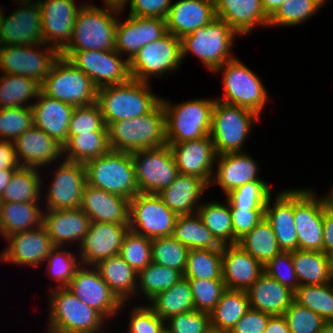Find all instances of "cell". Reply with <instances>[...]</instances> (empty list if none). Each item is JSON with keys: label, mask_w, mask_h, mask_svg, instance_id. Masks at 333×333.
I'll return each mask as SVG.
<instances>
[{"label": "cell", "mask_w": 333, "mask_h": 333, "mask_svg": "<svg viewBox=\"0 0 333 333\" xmlns=\"http://www.w3.org/2000/svg\"><path fill=\"white\" fill-rule=\"evenodd\" d=\"M48 316L43 333H106L108 321L67 287L48 289ZM108 326V327H107Z\"/></svg>", "instance_id": "6da1fadb"}, {"label": "cell", "mask_w": 333, "mask_h": 333, "mask_svg": "<svg viewBox=\"0 0 333 333\" xmlns=\"http://www.w3.org/2000/svg\"><path fill=\"white\" fill-rule=\"evenodd\" d=\"M151 87V83L130 79L124 84L98 88L96 103L105 125L141 117L151 112L162 98L151 91Z\"/></svg>", "instance_id": "7a4b0ae2"}, {"label": "cell", "mask_w": 333, "mask_h": 333, "mask_svg": "<svg viewBox=\"0 0 333 333\" xmlns=\"http://www.w3.org/2000/svg\"><path fill=\"white\" fill-rule=\"evenodd\" d=\"M238 57L225 62L213 72V75L221 74L223 90L221 97H214L225 104L249 109L262 118V113L270 102L269 91L257 72Z\"/></svg>", "instance_id": "3957f363"}, {"label": "cell", "mask_w": 333, "mask_h": 333, "mask_svg": "<svg viewBox=\"0 0 333 333\" xmlns=\"http://www.w3.org/2000/svg\"><path fill=\"white\" fill-rule=\"evenodd\" d=\"M239 37L224 20L216 17L207 25L181 38L182 61L185 63L188 55H193L201 61L208 73H213L236 57L233 47Z\"/></svg>", "instance_id": "277c9868"}, {"label": "cell", "mask_w": 333, "mask_h": 333, "mask_svg": "<svg viewBox=\"0 0 333 333\" xmlns=\"http://www.w3.org/2000/svg\"><path fill=\"white\" fill-rule=\"evenodd\" d=\"M85 2L77 13L71 40L61 51L113 50L120 10Z\"/></svg>", "instance_id": "5b68a950"}, {"label": "cell", "mask_w": 333, "mask_h": 333, "mask_svg": "<svg viewBox=\"0 0 333 333\" xmlns=\"http://www.w3.org/2000/svg\"><path fill=\"white\" fill-rule=\"evenodd\" d=\"M215 100L214 97H198L176 104L162 96L166 143L172 145L209 136Z\"/></svg>", "instance_id": "8992f818"}, {"label": "cell", "mask_w": 333, "mask_h": 333, "mask_svg": "<svg viewBox=\"0 0 333 333\" xmlns=\"http://www.w3.org/2000/svg\"><path fill=\"white\" fill-rule=\"evenodd\" d=\"M107 129L111 150L132 153L167 144L165 110L161 102L148 114L110 123Z\"/></svg>", "instance_id": "52a82bcc"}, {"label": "cell", "mask_w": 333, "mask_h": 333, "mask_svg": "<svg viewBox=\"0 0 333 333\" xmlns=\"http://www.w3.org/2000/svg\"><path fill=\"white\" fill-rule=\"evenodd\" d=\"M261 120L258 114L249 109L225 104L216 99L209 136L217 155L245 152L244 145L253 128Z\"/></svg>", "instance_id": "ba28073f"}, {"label": "cell", "mask_w": 333, "mask_h": 333, "mask_svg": "<svg viewBox=\"0 0 333 333\" xmlns=\"http://www.w3.org/2000/svg\"><path fill=\"white\" fill-rule=\"evenodd\" d=\"M86 183L131 200L139 189L131 153L109 150L84 163Z\"/></svg>", "instance_id": "9c48e42d"}, {"label": "cell", "mask_w": 333, "mask_h": 333, "mask_svg": "<svg viewBox=\"0 0 333 333\" xmlns=\"http://www.w3.org/2000/svg\"><path fill=\"white\" fill-rule=\"evenodd\" d=\"M181 64V39L167 32L156 41L143 46L129 60V72L131 79L152 84L154 79L173 76V72L177 73L181 69Z\"/></svg>", "instance_id": "30bf717a"}, {"label": "cell", "mask_w": 333, "mask_h": 333, "mask_svg": "<svg viewBox=\"0 0 333 333\" xmlns=\"http://www.w3.org/2000/svg\"><path fill=\"white\" fill-rule=\"evenodd\" d=\"M98 88L93 81L67 58L59 56L41 84L46 96L75 107L96 103Z\"/></svg>", "instance_id": "8fae6325"}, {"label": "cell", "mask_w": 333, "mask_h": 333, "mask_svg": "<svg viewBox=\"0 0 333 333\" xmlns=\"http://www.w3.org/2000/svg\"><path fill=\"white\" fill-rule=\"evenodd\" d=\"M47 167L53 168L51 170L53 174L49 171L52 177L49 183L46 184L48 186L44 185V179L42 178V189L46 190L42 191L44 210L79 208L86 184L84 164L62 159L54 166L51 164Z\"/></svg>", "instance_id": "7c38bea8"}, {"label": "cell", "mask_w": 333, "mask_h": 333, "mask_svg": "<svg viewBox=\"0 0 333 333\" xmlns=\"http://www.w3.org/2000/svg\"><path fill=\"white\" fill-rule=\"evenodd\" d=\"M139 193L159 194L179 174L169 145L131 153Z\"/></svg>", "instance_id": "4fadbf2b"}, {"label": "cell", "mask_w": 333, "mask_h": 333, "mask_svg": "<svg viewBox=\"0 0 333 333\" xmlns=\"http://www.w3.org/2000/svg\"><path fill=\"white\" fill-rule=\"evenodd\" d=\"M82 70L97 88L120 85L131 79L129 61L113 50L60 51Z\"/></svg>", "instance_id": "5bb4252c"}, {"label": "cell", "mask_w": 333, "mask_h": 333, "mask_svg": "<svg viewBox=\"0 0 333 333\" xmlns=\"http://www.w3.org/2000/svg\"><path fill=\"white\" fill-rule=\"evenodd\" d=\"M59 56L55 47L46 44L0 45V73L22 75L42 84Z\"/></svg>", "instance_id": "9a60e30c"}, {"label": "cell", "mask_w": 333, "mask_h": 333, "mask_svg": "<svg viewBox=\"0 0 333 333\" xmlns=\"http://www.w3.org/2000/svg\"><path fill=\"white\" fill-rule=\"evenodd\" d=\"M67 288L82 302L98 311L108 322H114L113 318L118 321L121 312H126V307L130 306L116 296L94 266L81 265Z\"/></svg>", "instance_id": "2e32d148"}, {"label": "cell", "mask_w": 333, "mask_h": 333, "mask_svg": "<svg viewBox=\"0 0 333 333\" xmlns=\"http://www.w3.org/2000/svg\"><path fill=\"white\" fill-rule=\"evenodd\" d=\"M178 215L157 194H136L129 200V229L148 238L172 236Z\"/></svg>", "instance_id": "e0dca14e"}, {"label": "cell", "mask_w": 333, "mask_h": 333, "mask_svg": "<svg viewBox=\"0 0 333 333\" xmlns=\"http://www.w3.org/2000/svg\"><path fill=\"white\" fill-rule=\"evenodd\" d=\"M320 195L310 186L294 188V220L300 250L323 252L324 200Z\"/></svg>", "instance_id": "ac0fdd59"}, {"label": "cell", "mask_w": 333, "mask_h": 333, "mask_svg": "<svg viewBox=\"0 0 333 333\" xmlns=\"http://www.w3.org/2000/svg\"><path fill=\"white\" fill-rule=\"evenodd\" d=\"M1 7L0 45L45 44L39 3L19 4L12 12Z\"/></svg>", "instance_id": "d6986e66"}, {"label": "cell", "mask_w": 333, "mask_h": 333, "mask_svg": "<svg viewBox=\"0 0 333 333\" xmlns=\"http://www.w3.org/2000/svg\"><path fill=\"white\" fill-rule=\"evenodd\" d=\"M5 242L7 244L0 252V262L33 270L43 265L55 247L43 225L11 235L5 239Z\"/></svg>", "instance_id": "ffe728a7"}, {"label": "cell", "mask_w": 333, "mask_h": 333, "mask_svg": "<svg viewBox=\"0 0 333 333\" xmlns=\"http://www.w3.org/2000/svg\"><path fill=\"white\" fill-rule=\"evenodd\" d=\"M120 11L116 27L115 50L128 61L145 45L167 33L166 19L124 15Z\"/></svg>", "instance_id": "44dd1931"}, {"label": "cell", "mask_w": 333, "mask_h": 333, "mask_svg": "<svg viewBox=\"0 0 333 333\" xmlns=\"http://www.w3.org/2000/svg\"><path fill=\"white\" fill-rule=\"evenodd\" d=\"M129 224L90 222L78 251L82 265L95 266L100 261L119 255Z\"/></svg>", "instance_id": "7402d4cb"}, {"label": "cell", "mask_w": 333, "mask_h": 333, "mask_svg": "<svg viewBox=\"0 0 333 333\" xmlns=\"http://www.w3.org/2000/svg\"><path fill=\"white\" fill-rule=\"evenodd\" d=\"M84 3L76 0L40 1L42 31L46 45L53 46L60 52L68 44L77 13Z\"/></svg>", "instance_id": "603a6c76"}, {"label": "cell", "mask_w": 333, "mask_h": 333, "mask_svg": "<svg viewBox=\"0 0 333 333\" xmlns=\"http://www.w3.org/2000/svg\"><path fill=\"white\" fill-rule=\"evenodd\" d=\"M210 187H220L224 197L233 189L253 181H266L260 175V166L252 153L236 152L217 155Z\"/></svg>", "instance_id": "cb8c5ba5"}, {"label": "cell", "mask_w": 333, "mask_h": 333, "mask_svg": "<svg viewBox=\"0 0 333 333\" xmlns=\"http://www.w3.org/2000/svg\"><path fill=\"white\" fill-rule=\"evenodd\" d=\"M178 172L194 175L211 184L217 153L210 136L169 145Z\"/></svg>", "instance_id": "d4e9b609"}, {"label": "cell", "mask_w": 333, "mask_h": 333, "mask_svg": "<svg viewBox=\"0 0 333 333\" xmlns=\"http://www.w3.org/2000/svg\"><path fill=\"white\" fill-rule=\"evenodd\" d=\"M14 146L21 167L46 170L44 166L63 159V146L34 125L14 141Z\"/></svg>", "instance_id": "484cf974"}, {"label": "cell", "mask_w": 333, "mask_h": 333, "mask_svg": "<svg viewBox=\"0 0 333 333\" xmlns=\"http://www.w3.org/2000/svg\"><path fill=\"white\" fill-rule=\"evenodd\" d=\"M273 198V199H272ZM265 219L271 224L282 251H296L298 236L294 220V188L279 189L265 206Z\"/></svg>", "instance_id": "4316f807"}, {"label": "cell", "mask_w": 333, "mask_h": 333, "mask_svg": "<svg viewBox=\"0 0 333 333\" xmlns=\"http://www.w3.org/2000/svg\"><path fill=\"white\" fill-rule=\"evenodd\" d=\"M90 224L89 217L79 208L44 210L43 226L56 247L78 248Z\"/></svg>", "instance_id": "83f0119b"}, {"label": "cell", "mask_w": 333, "mask_h": 333, "mask_svg": "<svg viewBox=\"0 0 333 333\" xmlns=\"http://www.w3.org/2000/svg\"><path fill=\"white\" fill-rule=\"evenodd\" d=\"M80 208L90 222L129 223V200L85 184Z\"/></svg>", "instance_id": "f1b7e54d"}, {"label": "cell", "mask_w": 333, "mask_h": 333, "mask_svg": "<svg viewBox=\"0 0 333 333\" xmlns=\"http://www.w3.org/2000/svg\"><path fill=\"white\" fill-rule=\"evenodd\" d=\"M216 17L224 20L241 38L256 28L268 29L269 17L261 0H219L215 6Z\"/></svg>", "instance_id": "f546056e"}, {"label": "cell", "mask_w": 333, "mask_h": 333, "mask_svg": "<svg viewBox=\"0 0 333 333\" xmlns=\"http://www.w3.org/2000/svg\"><path fill=\"white\" fill-rule=\"evenodd\" d=\"M264 273V266L239 245L222 246V279L226 289L247 290Z\"/></svg>", "instance_id": "4dcf8cb0"}, {"label": "cell", "mask_w": 333, "mask_h": 333, "mask_svg": "<svg viewBox=\"0 0 333 333\" xmlns=\"http://www.w3.org/2000/svg\"><path fill=\"white\" fill-rule=\"evenodd\" d=\"M209 188L210 185L205 180L179 173L176 179L157 195L177 215H191L197 213Z\"/></svg>", "instance_id": "1f68e13d"}, {"label": "cell", "mask_w": 333, "mask_h": 333, "mask_svg": "<svg viewBox=\"0 0 333 333\" xmlns=\"http://www.w3.org/2000/svg\"><path fill=\"white\" fill-rule=\"evenodd\" d=\"M34 126L62 146L68 140V128L75 106L39 93L31 106Z\"/></svg>", "instance_id": "d6a6232c"}, {"label": "cell", "mask_w": 333, "mask_h": 333, "mask_svg": "<svg viewBox=\"0 0 333 333\" xmlns=\"http://www.w3.org/2000/svg\"><path fill=\"white\" fill-rule=\"evenodd\" d=\"M216 18L215 7L202 0L173 1L166 17L167 32L179 39Z\"/></svg>", "instance_id": "836d02e7"}, {"label": "cell", "mask_w": 333, "mask_h": 333, "mask_svg": "<svg viewBox=\"0 0 333 333\" xmlns=\"http://www.w3.org/2000/svg\"><path fill=\"white\" fill-rule=\"evenodd\" d=\"M250 308L270 315H283L294 302V291L265 272L247 290Z\"/></svg>", "instance_id": "e575fe53"}, {"label": "cell", "mask_w": 333, "mask_h": 333, "mask_svg": "<svg viewBox=\"0 0 333 333\" xmlns=\"http://www.w3.org/2000/svg\"><path fill=\"white\" fill-rule=\"evenodd\" d=\"M42 203L0 202V238L33 230L43 225Z\"/></svg>", "instance_id": "d590c367"}, {"label": "cell", "mask_w": 333, "mask_h": 333, "mask_svg": "<svg viewBox=\"0 0 333 333\" xmlns=\"http://www.w3.org/2000/svg\"><path fill=\"white\" fill-rule=\"evenodd\" d=\"M100 277L122 302L136 300L138 273L119 256L106 258L94 266Z\"/></svg>", "instance_id": "8d00e7d4"}, {"label": "cell", "mask_w": 333, "mask_h": 333, "mask_svg": "<svg viewBox=\"0 0 333 333\" xmlns=\"http://www.w3.org/2000/svg\"><path fill=\"white\" fill-rule=\"evenodd\" d=\"M42 172L35 167L17 169L0 196V202L42 203Z\"/></svg>", "instance_id": "74e56055"}, {"label": "cell", "mask_w": 333, "mask_h": 333, "mask_svg": "<svg viewBox=\"0 0 333 333\" xmlns=\"http://www.w3.org/2000/svg\"><path fill=\"white\" fill-rule=\"evenodd\" d=\"M40 92L41 84L32 78L0 73V108L31 107Z\"/></svg>", "instance_id": "f35d334b"}, {"label": "cell", "mask_w": 333, "mask_h": 333, "mask_svg": "<svg viewBox=\"0 0 333 333\" xmlns=\"http://www.w3.org/2000/svg\"><path fill=\"white\" fill-rule=\"evenodd\" d=\"M147 304L162 319L195 310L188 279L182 277L170 289L157 293Z\"/></svg>", "instance_id": "ab89813d"}, {"label": "cell", "mask_w": 333, "mask_h": 333, "mask_svg": "<svg viewBox=\"0 0 333 333\" xmlns=\"http://www.w3.org/2000/svg\"><path fill=\"white\" fill-rule=\"evenodd\" d=\"M299 285H320L333 281L328 256L324 252L300 250L291 252Z\"/></svg>", "instance_id": "60d3db41"}, {"label": "cell", "mask_w": 333, "mask_h": 333, "mask_svg": "<svg viewBox=\"0 0 333 333\" xmlns=\"http://www.w3.org/2000/svg\"><path fill=\"white\" fill-rule=\"evenodd\" d=\"M250 309L246 290L226 289L216 307L209 313L211 328L230 332Z\"/></svg>", "instance_id": "b9f144b4"}, {"label": "cell", "mask_w": 333, "mask_h": 333, "mask_svg": "<svg viewBox=\"0 0 333 333\" xmlns=\"http://www.w3.org/2000/svg\"><path fill=\"white\" fill-rule=\"evenodd\" d=\"M172 236L189 249L222 248L198 213L178 215Z\"/></svg>", "instance_id": "7bdbcfd3"}, {"label": "cell", "mask_w": 333, "mask_h": 333, "mask_svg": "<svg viewBox=\"0 0 333 333\" xmlns=\"http://www.w3.org/2000/svg\"><path fill=\"white\" fill-rule=\"evenodd\" d=\"M109 150L108 132L68 135V140L63 145V159L84 164Z\"/></svg>", "instance_id": "ee69618b"}, {"label": "cell", "mask_w": 333, "mask_h": 333, "mask_svg": "<svg viewBox=\"0 0 333 333\" xmlns=\"http://www.w3.org/2000/svg\"><path fill=\"white\" fill-rule=\"evenodd\" d=\"M197 213L222 246L234 245L232 217L226 198L221 202L215 199L202 202Z\"/></svg>", "instance_id": "f6af8a7d"}, {"label": "cell", "mask_w": 333, "mask_h": 333, "mask_svg": "<svg viewBox=\"0 0 333 333\" xmlns=\"http://www.w3.org/2000/svg\"><path fill=\"white\" fill-rule=\"evenodd\" d=\"M237 245L263 266L282 251L271 224L265 218L239 239Z\"/></svg>", "instance_id": "bcb514c9"}, {"label": "cell", "mask_w": 333, "mask_h": 333, "mask_svg": "<svg viewBox=\"0 0 333 333\" xmlns=\"http://www.w3.org/2000/svg\"><path fill=\"white\" fill-rule=\"evenodd\" d=\"M182 277L178 270L151 262L138 272L136 298L140 296L142 297L140 303L142 301L146 303L157 293L170 289Z\"/></svg>", "instance_id": "7dc6e473"}, {"label": "cell", "mask_w": 333, "mask_h": 333, "mask_svg": "<svg viewBox=\"0 0 333 333\" xmlns=\"http://www.w3.org/2000/svg\"><path fill=\"white\" fill-rule=\"evenodd\" d=\"M74 249H76L75 246L69 249L55 246L46 257L43 263L44 266L46 264L45 273L48 279L55 283V287L50 286L51 289L67 287L77 269L82 265L79 254L77 251L73 252Z\"/></svg>", "instance_id": "c3c4849f"}, {"label": "cell", "mask_w": 333, "mask_h": 333, "mask_svg": "<svg viewBox=\"0 0 333 333\" xmlns=\"http://www.w3.org/2000/svg\"><path fill=\"white\" fill-rule=\"evenodd\" d=\"M323 7L322 0H287L269 18L268 29L301 26L320 13Z\"/></svg>", "instance_id": "681fc988"}, {"label": "cell", "mask_w": 333, "mask_h": 333, "mask_svg": "<svg viewBox=\"0 0 333 333\" xmlns=\"http://www.w3.org/2000/svg\"><path fill=\"white\" fill-rule=\"evenodd\" d=\"M183 277L186 279H222V248L190 249Z\"/></svg>", "instance_id": "f907efd6"}, {"label": "cell", "mask_w": 333, "mask_h": 333, "mask_svg": "<svg viewBox=\"0 0 333 333\" xmlns=\"http://www.w3.org/2000/svg\"><path fill=\"white\" fill-rule=\"evenodd\" d=\"M294 302L317 313L325 321L333 322V281L299 286L294 292Z\"/></svg>", "instance_id": "816d5d0a"}, {"label": "cell", "mask_w": 333, "mask_h": 333, "mask_svg": "<svg viewBox=\"0 0 333 333\" xmlns=\"http://www.w3.org/2000/svg\"><path fill=\"white\" fill-rule=\"evenodd\" d=\"M271 189L267 181H253L233 189L224 198L229 202V209L265 210L268 198L274 193Z\"/></svg>", "instance_id": "f5cc1de1"}, {"label": "cell", "mask_w": 333, "mask_h": 333, "mask_svg": "<svg viewBox=\"0 0 333 333\" xmlns=\"http://www.w3.org/2000/svg\"><path fill=\"white\" fill-rule=\"evenodd\" d=\"M152 262L178 270L182 275L186 268L189 248L173 236L153 238L151 242Z\"/></svg>", "instance_id": "db71d44e"}, {"label": "cell", "mask_w": 333, "mask_h": 333, "mask_svg": "<svg viewBox=\"0 0 333 333\" xmlns=\"http://www.w3.org/2000/svg\"><path fill=\"white\" fill-rule=\"evenodd\" d=\"M152 239L129 229L120 249L119 256L137 273L152 262Z\"/></svg>", "instance_id": "11a10c76"}, {"label": "cell", "mask_w": 333, "mask_h": 333, "mask_svg": "<svg viewBox=\"0 0 333 333\" xmlns=\"http://www.w3.org/2000/svg\"><path fill=\"white\" fill-rule=\"evenodd\" d=\"M33 125L31 107L0 108V140L14 142Z\"/></svg>", "instance_id": "9f6ffc18"}, {"label": "cell", "mask_w": 333, "mask_h": 333, "mask_svg": "<svg viewBox=\"0 0 333 333\" xmlns=\"http://www.w3.org/2000/svg\"><path fill=\"white\" fill-rule=\"evenodd\" d=\"M195 310L210 313L226 290L223 279H188Z\"/></svg>", "instance_id": "6f0895ef"}, {"label": "cell", "mask_w": 333, "mask_h": 333, "mask_svg": "<svg viewBox=\"0 0 333 333\" xmlns=\"http://www.w3.org/2000/svg\"><path fill=\"white\" fill-rule=\"evenodd\" d=\"M90 132H108L97 103L75 107L69 123L68 135Z\"/></svg>", "instance_id": "680465c9"}, {"label": "cell", "mask_w": 333, "mask_h": 333, "mask_svg": "<svg viewBox=\"0 0 333 333\" xmlns=\"http://www.w3.org/2000/svg\"><path fill=\"white\" fill-rule=\"evenodd\" d=\"M129 308L126 333H160L165 328V321L147 303L133 304Z\"/></svg>", "instance_id": "91938a15"}, {"label": "cell", "mask_w": 333, "mask_h": 333, "mask_svg": "<svg viewBox=\"0 0 333 333\" xmlns=\"http://www.w3.org/2000/svg\"><path fill=\"white\" fill-rule=\"evenodd\" d=\"M291 333H319L327 323L312 310L293 302L284 312Z\"/></svg>", "instance_id": "94428289"}, {"label": "cell", "mask_w": 333, "mask_h": 333, "mask_svg": "<svg viewBox=\"0 0 333 333\" xmlns=\"http://www.w3.org/2000/svg\"><path fill=\"white\" fill-rule=\"evenodd\" d=\"M170 333H206L210 328V314L196 310L180 313L165 320Z\"/></svg>", "instance_id": "6125c7cd"}, {"label": "cell", "mask_w": 333, "mask_h": 333, "mask_svg": "<svg viewBox=\"0 0 333 333\" xmlns=\"http://www.w3.org/2000/svg\"><path fill=\"white\" fill-rule=\"evenodd\" d=\"M264 272L294 292L300 286L290 251H281L270 259L264 266Z\"/></svg>", "instance_id": "be15d7a7"}, {"label": "cell", "mask_w": 333, "mask_h": 333, "mask_svg": "<svg viewBox=\"0 0 333 333\" xmlns=\"http://www.w3.org/2000/svg\"><path fill=\"white\" fill-rule=\"evenodd\" d=\"M234 244L265 218V210L230 209Z\"/></svg>", "instance_id": "e7e4bbea"}, {"label": "cell", "mask_w": 333, "mask_h": 333, "mask_svg": "<svg viewBox=\"0 0 333 333\" xmlns=\"http://www.w3.org/2000/svg\"><path fill=\"white\" fill-rule=\"evenodd\" d=\"M172 2L173 0H129L122 12L128 10L127 14L134 16L166 19Z\"/></svg>", "instance_id": "03108f58"}, {"label": "cell", "mask_w": 333, "mask_h": 333, "mask_svg": "<svg viewBox=\"0 0 333 333\" xmlns=\"http://www.w3.org/2000/svg\"><path fill=\"white\" fill-rule=\"evenodd\" d=\"M271 316L250 308L229 333H263Z\"/></svg>", "instance_id": "003e7915"}, {"label": "cell", "mask_w": 333, "mask_h": 333, "mask_svg": "<svg viewBox=\"0 0 333 333\" xmlns=\"http://www.w3.org/2000/svg\"><path fill=\"white\" fill-rule=\"evenodd\" d=\"M20 167L14 142L0 140V171L17 170Z\"/></svg>", "instance_id": "a7ac6f4b"}, {"label": "cell", "mask_w": 333, "mask_h": 333, "mask_svg": "<svg viewBox=\"0 0 333 333\" xmlns=\"http://www.w3.org/2000/svg\"><path fill=\"white\" fill-rule=\"evenodd\" d=\"M331 250H333V209L324 203L323 252L327 254Z\"/></svg>", "instance_id": "89a4df30"}, {"label": "cell", "mask_w": 333, "mask_h": 333, "mask_svg": "<svg viewBox=\"0 0 333 333\" xmlns=\"http://www.w3.org/2000/svg\"><path fill=\"white\" fill-rule=\"evenodd\" d=\"M263 333H291L283 315H273L269 318Z\"/></svg>", "instance_id": "2644e50d"}, {"label": "cell", "mask_w": 333, "mask_h": 333, "mask_svg": "<svg viewBox=\"0 0 333 333\" xmlns=\"http://www.w3.org/2000/svg\"><path fill=\"white\" fill-rule=\"evenodd\" d=\"M287 0H261L265 14L270 18L277 9Z\"/></svg>", "instance_id": "8c879c8a"}, {"label": "cell", "mask_w": 333, "mask_h": 333, "mask_svg": "<svg viewBox=\"0 0 333 333\" xmlns=\"http://www.w3.org/2000/svg\"><path fill=\"white\" fill-rule=\"evenodd\" d=\"M16 170H1L0 171V196L2 195L5 187L8 185V183L11 180L12 174Z\"/></svg>", "instance_id": "753ad0ef"}, {"label": "cell", "mask_w": 333, "mask_h": 333, "mask_svg": "<svg viewBox=\"0 0 333 333\" xmlns=\"http://www.w3.org/2000/svg\"><path fill=\"white\" fill-rule=\"evenodd\" d=\"M104 6H108L117 10L122 11L126 5L129 3V0H101Z\"/></svg>", "instance_id": "34e18365"}, {"label": "cell", "mask_w": 333, "mask_h": 333, "mask_svg": "<svg viewBox=\"0 0 333 333\" xmlns=\"http://www.w3.org/2000/svg\"><path fill=\"white\" fill-rule=\"evenodd\" d=\"M323 197L324 203L327 207L333 209V185L332 188L329 189V192L321 195Z\"/></svg>", "instance_id": "11e5206c"}, {"label": "cell", "mask_w": 333, "mask_h": 333, "mask_svg": "<svg viewBox=\"0 0 333 333\" xmlns=\"http://www.w3.org/2000/svg\"><path fill=\"white\" fill-rule=\"evenodd\" d=\"M319 333H333V322H327Z\"/></svg>", "instance_id": "2a66077c"}, {"label": "cell", "mask_w": 333, "mask_h": 333, "mask_svg": "<svg viewBox=\"0 0 333 333\" xmlns=\"http://www.w3.org/2000/svg\"><path fill=\"white\" fill-rule=\"evenodd\" d=\"M327 256H328V261H329L330 272L333 277V250L329 251L327 253Z\"/></svg>", "instance_id": "b9fcfbb0"}, {"label": "cell", "mask_w": 333, "mask_h": 333, "mask_svg": "<svg viewBox=\"0 0 333 333\" xmlns=\"http://www.w3.org/2000/svg\"><path fill=\"white\" fill-rule=\"evenodd\" d=\"M11 1H13L14 4L17 3V4H15V6H17L18 4L40 3L41 0H10V2Z\"/></svg>", "instance_id": "09005b40"}, {"label": "cell", "mask_w": 333, "mask_h": 333, "mask_svg": "<svg viewBox=\"0 0 333 333\" xmlns=\"http://www.w3.org/2000/svg\"><path fill=\"white\" fill-rule=\"evenodd\" d=\"M206 333H229V332L210 328Z\"/></svg>", "instance_id": "979ff035"}, {"label": "cell", "mask_w": 333, "mask_h": 333, "mask_svg": "<svg viewBox=\"0 0 333 333\" xmlns=\"http://www.w3.org/2000/svg\"><path fill=\"white\" fill-rule=\"evenodd\" d=\"M202 1L210 3L211 5H213L215 7L219 0H202Z\"/></svg>", "instance_id": "deb4b68c"}, {"label": "cell", "mask_w": 333, "mask_h": 333, "mask_svg": "<svg viewBox=\"0 0 333 333\" xmlns=\"http://www.w3.org/2000/svg\"><path fill=\"white\" fill-rule=\"evenodd\" d=\"M160 333H170L166 328H164Z\"/></svg>", "instance_id": "67dfc351"}, {"label": "cell", "mask_w": 333, "mask_h": 333, "mask_svg": "<svg viewBox=\"0 0 333 333\" xmlns=\"http://www.w3.org/2000/svg\"><path fill=\"white\" fill-rule=\"evenodd\" d=\"M324 4H326L328 2V0H322Z\"/></svg>", "instance_id": "b62a3aed"}]
</instances>
